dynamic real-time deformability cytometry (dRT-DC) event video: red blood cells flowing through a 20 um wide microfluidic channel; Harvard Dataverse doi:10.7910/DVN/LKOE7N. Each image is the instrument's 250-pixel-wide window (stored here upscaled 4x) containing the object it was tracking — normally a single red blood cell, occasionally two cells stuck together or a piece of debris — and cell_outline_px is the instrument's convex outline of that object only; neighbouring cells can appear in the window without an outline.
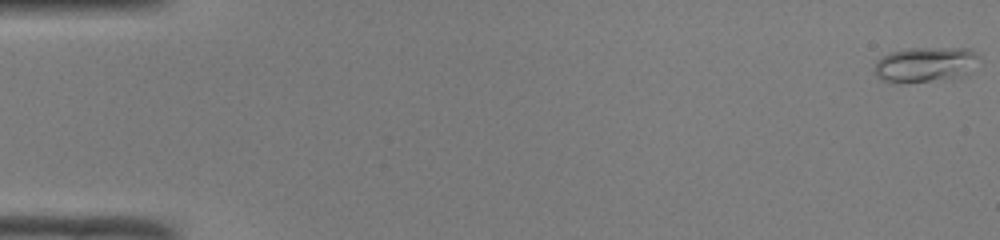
{"species": "common noctule bat (a hibernating species)", "species_latin": "Nyctalus noctula", "temperature_condition": "room temperature", "stored_images_in_passage": 50, "camera_frame_rate_fps": 3000, "um_per_image_px": 0.085, "animal": {"sex": "male", "body_mass_g": 19.0, "forearm_length_mm": 50.8}, "frame": {"image": 1, "passage_image": 1, "time_ms": 0.0, "image_size_px": [1000, 240], "cell_outline_px": [[980, 56], [964, 72], [956, 76], [928, 80], [880, 80], [876, 76], [876, 60], [892, 52], [908, 48], [968, 48]], "centroid_in_image_um": [78.59, 5.41], "position_along_channel_um": 6.4, "area_um2": 19.88}}
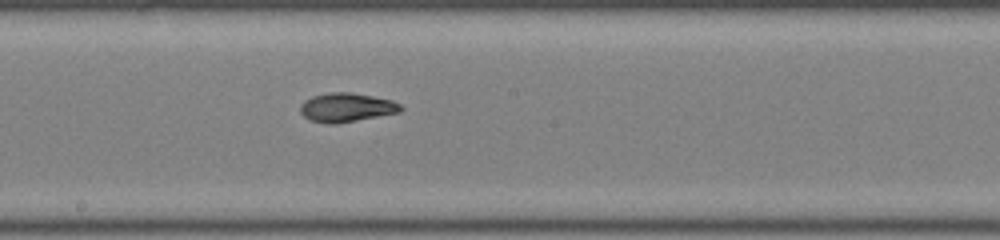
{"frame": {"image": 2, "passage_image": 28, "time_ms": 9.0, "image_size_px": [1000, 240], "cell_outline_px": [[404, 108], [400, 112], [336, 124], [328, 124], [312, 120], [304, 116], [300, 112], [300, 104], [304, 100], [312, 96], [328, 92], [348, 92], [372, 96], [392, 100], [400, 104]], "centroid_in_image_um": [29.44, 9.13], "position_along_channel_um": 218.8, "area_um2": 16.94}}
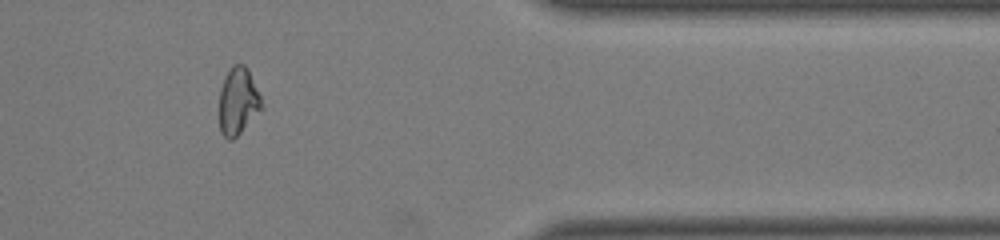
{"frame": {"image": 3, "passage_image": 42, "time_ms": 13.667, "image_size_px": [1000, 240], "cell_outline_px": [[264, 108], [232, 140], [228, 140], [220, 132], [220, 88], [224, 76], [232, 64], [244, 64], [248, 68], [260, 96]], "centroid_in_image_um": [20.24, 8.58], "position_along_channel_um": 391.2, "area_um2": 16.65}, "authors_computed_cell_mechanics": {"area_um2": 16.9354, "velocity_mm_per_s": 4.1259, "shape_relaxation_time_tau1_ms": 4.8231, "shape_relaxation_time_tau2_ms": 4.9702, "deformation_change_tau1": 0.1804, "deformation_change_tau2": 0.0941}}